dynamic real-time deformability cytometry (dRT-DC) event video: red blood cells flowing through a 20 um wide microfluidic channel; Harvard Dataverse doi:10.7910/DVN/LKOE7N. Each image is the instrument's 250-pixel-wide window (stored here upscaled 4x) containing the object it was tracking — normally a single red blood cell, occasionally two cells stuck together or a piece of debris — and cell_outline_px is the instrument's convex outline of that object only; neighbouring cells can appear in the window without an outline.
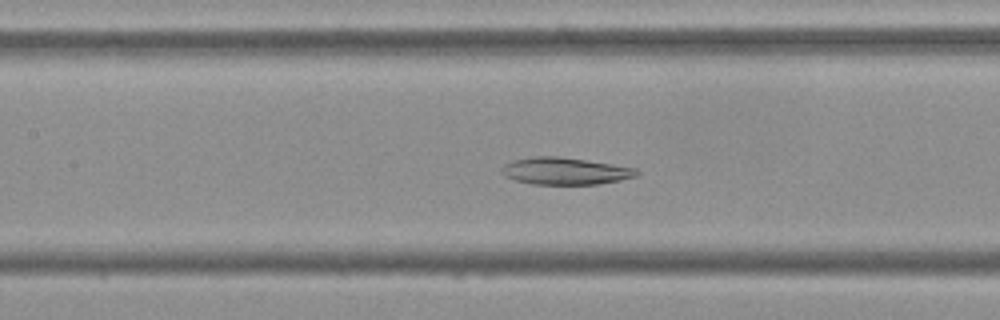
{"species": "Egyptian fruit bat (a non-hibernating species)", "species_latin": "Rousettus aegyptiacus", "temperature_condition": "cold", "stored_images_in_passage": 53, "camera_frame_rate_fps": 3000, "um_per_image_px": 0.085, "frame": {"image": 1, "passage_image": 24, "time_ms": 7.667, "image_size_px": [1000, 320], "cell_outline_px": [[640, 172], [636, 176], [620, 180], [596, 184], [532, 184], [516, 180], [504, 176], [500, 172], [500, 168], [504, 164], [512, 160], [532, 156], [560, 156], [612, 164], [636, 168]], "centroid_in_image_um": [47.99, 14.53], "position_along_channel_um": 159.4, "area_um2": 21.39}}
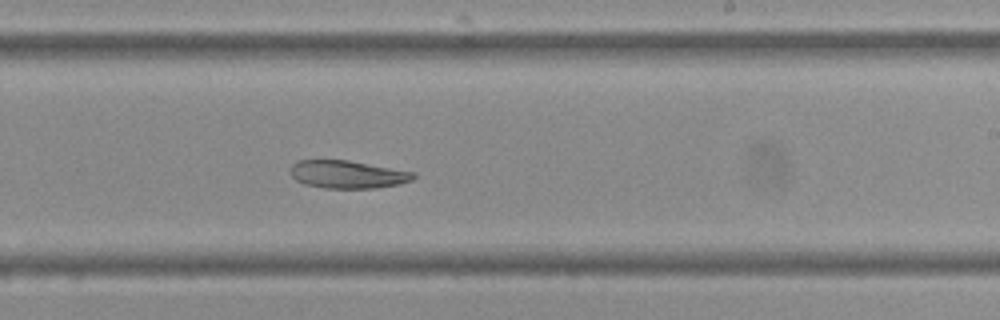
{"frame": {"image": 2, "passage_image": 32, "time_ms": 10.333, "image_size_px": [1000, 320], "cell_outline_px": [[416, 176], [412, 180], [400, 184], [376, 188], [324, 188], [304, 184], [296, 180], [288, 172], [292, 164], [296, 160], [348, 160], [416, 172]], "centroid_in_image_um": [29.53, 14.82], "position_along_channel_um": 259.5, "area_um2": 20.17}}
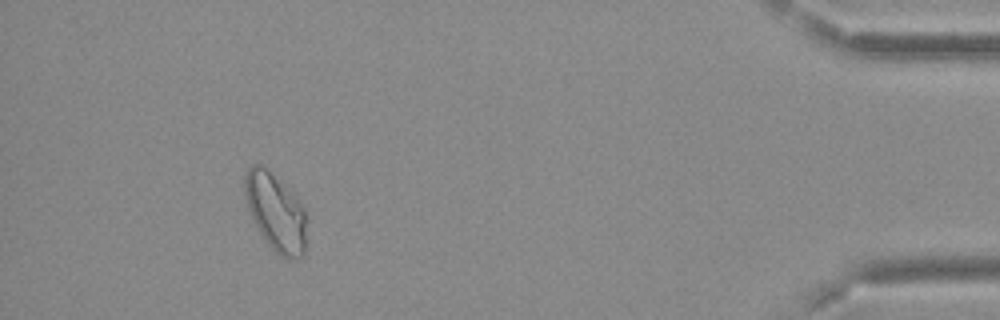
{"frame": {"image": 3, "passage_image": 49, "time_ms": 16.0, "image_size_px": [1000, 320], "cell_outline_px": [[304, 252], [300, 256], [292, 260], [280, 256], [268, 244], [256, 228], [248, 208], [244, 196], [244, 172], [252, 164], [260, 164], [292, 192], [296, 196], [304, 208]], "centroid_in_image_um": [23.37, 18.02], "position_along_channel_um": 411.8, "area_um2": 27.57}}